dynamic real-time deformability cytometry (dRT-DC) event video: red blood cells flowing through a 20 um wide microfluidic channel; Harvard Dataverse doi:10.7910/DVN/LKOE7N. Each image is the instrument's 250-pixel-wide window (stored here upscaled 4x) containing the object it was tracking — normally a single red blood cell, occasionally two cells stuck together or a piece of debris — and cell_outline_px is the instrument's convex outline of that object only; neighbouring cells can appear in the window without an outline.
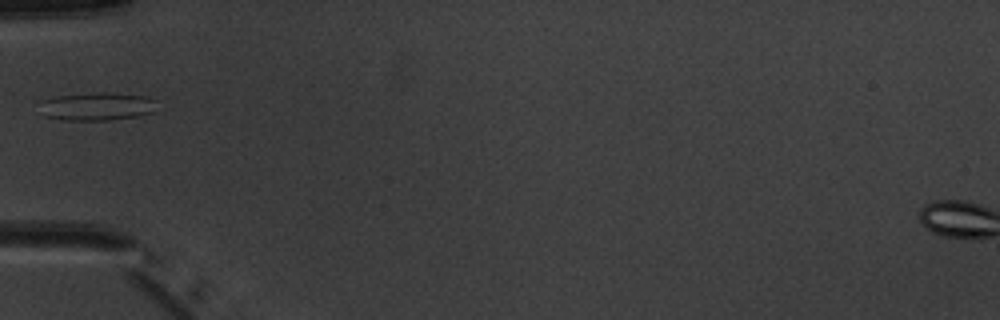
{"species": "common noctule bat (a hibernating species)", "species_latin": "Nyctalus noctula", "temperature_condition": "warm", "stored_images_in_passage": 5, "camera_frame_rate_fps": 3000, "um_per_image_px": 0.085, "animal": {"sex": "male", "body_mass_g": 20.1, "forearm_length_mm": 53.5}, "frame": {"image": 1, "passage_image": 4, "time_ms": 3.667, "image_size_px": [1000, 320], "cell_outline_px": [[160, 100], [156, 112], [136, 116], [108, 120], [64, 120], [44, 116], [40, 100], [56, 96], [96, 92], [108, 92], [144, 96]], "centroid_in_image_um": [8.33, 9.03], "position_along_channel_um": 76.7, "area_um2": 19.48}}